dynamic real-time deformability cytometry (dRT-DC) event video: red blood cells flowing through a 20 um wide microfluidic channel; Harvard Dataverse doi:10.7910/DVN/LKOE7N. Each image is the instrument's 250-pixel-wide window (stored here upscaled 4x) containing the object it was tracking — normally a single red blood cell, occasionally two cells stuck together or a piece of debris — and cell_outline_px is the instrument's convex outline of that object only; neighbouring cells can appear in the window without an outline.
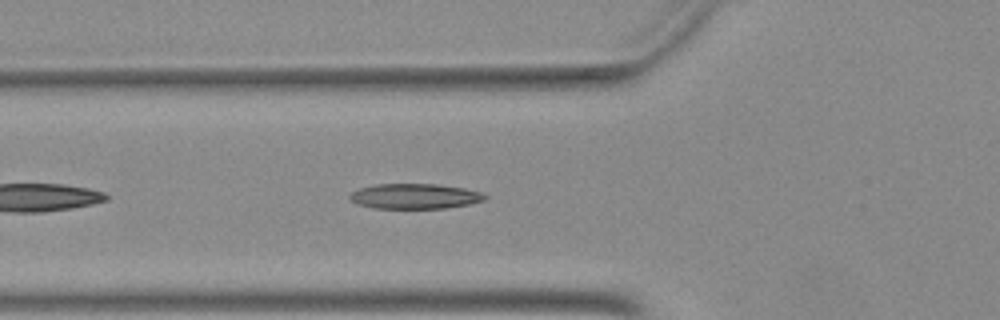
{"species": "Egyptian fruit bat (a non-hibernating species)", "species_latin": "Rousettus aegyptiacus", "temperature_condition": "warm", "stored_images_in_passage": 33, "camera_frame_rate_fps": 3000, "um_per_image_px": 0.085, "animal": {"sex": "female"}, "frame": {"image": 1, "passage_image": 5, "time_ms": 1.333, "image_size_px": [1000, 320], "cell_outline_px": [[488, 196], [484, 200], [468, 204], [444, 208], [372, 208], [360, 204], [352, 200], [348, 196], [352, 192], [360, 188], [376, 184], [436, 184], [464, 188], [484, 192]], "centroid_in_image_um": [35.29, 16.67], "position_along_channel_um": 90.5, "area_um2": 19.71}}
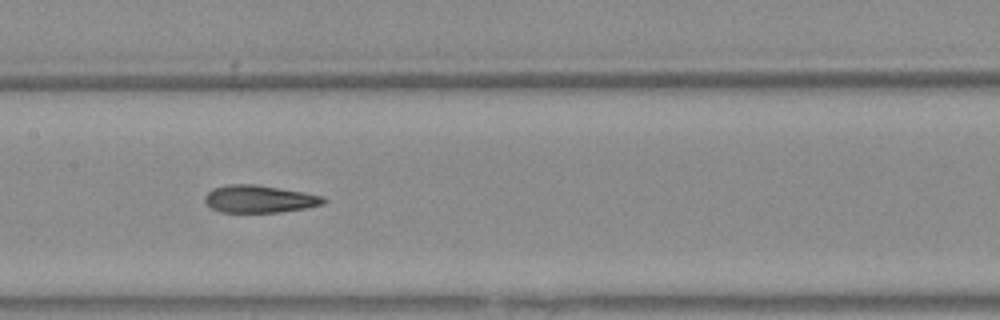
{"frame": {"image": 2, "passage_image": 12, "time_ms": 3.667, "image_size_px": [1000, 320], "cell_outline_px": [[328, 200], [324, 204], [304, 208], [280, 212], [220, 212], [212, 208], [204, 200], [204, 196], [212, 188], [228, 184], [256, 184], [304, 192], [324, 196]], "centroid_in_image_um": [22.06, 16.9], "position_along_channel_um": 185.3, "area_um2": 19.07}}
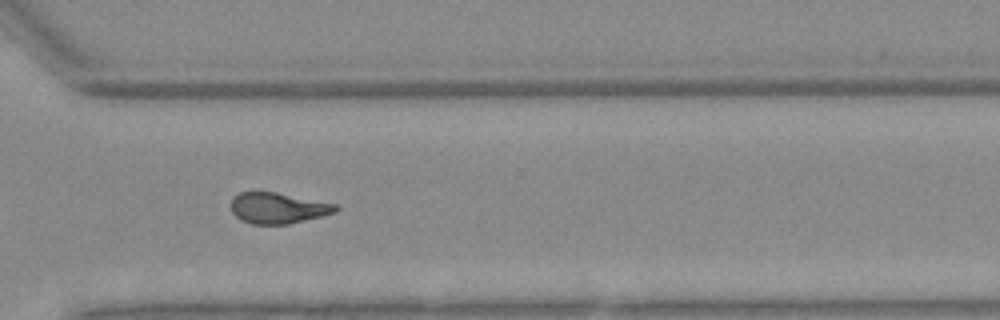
{"frame": {"image": 3, "passage_image": 24, "time_ms": 7.667, "image_size_px": [1000, 320], "cell_outline_px": [[340, 208], [336, 212], [288, 224], [252, 224], [240, 220], [232, 212], [232, 200], [240, 192], [276, 192], [336, 204]], "centroid_in_image_um": [23.63, 17.69], "position_along_channel_um": 347.0, "area_um2": 18.61}}